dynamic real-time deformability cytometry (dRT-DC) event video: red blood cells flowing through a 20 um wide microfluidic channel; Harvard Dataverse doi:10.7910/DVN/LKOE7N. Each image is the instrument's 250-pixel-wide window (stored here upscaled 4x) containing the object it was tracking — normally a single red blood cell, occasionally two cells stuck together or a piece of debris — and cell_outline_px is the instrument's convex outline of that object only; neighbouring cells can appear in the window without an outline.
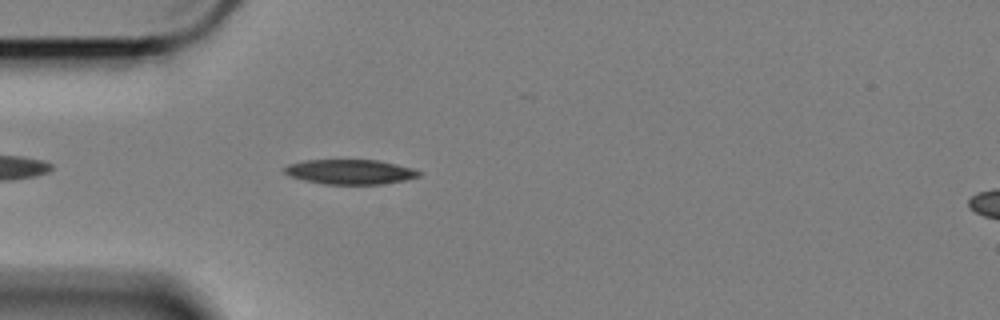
{"species": "Egyptian fruit bat (a non-hibernating species)", "species_latin": "Rousettus aegyptiacus", "temperature_condition": "cold", "stored_images_in_passage": 19, "camera_frame_rate_fps": 3000, "um_per_image_px": 0.085, "animal": {"sex": "female"}, "frame": {"image": 1, "passage_image": 4, "time_ms": 1.0, "image_size_px": [1000, 320], "cell_outline_px": [[420, 176], [404, 180], [380, 184], [324, 184], [304, 180], [292, 176], [284, 172], [284, 168], [288, 164], [304, 160], [376, 160], [396, 164], [412, 168], [420, 172]], "centroid_in_image_um": [29.74, 14.6], "position_along_channel_um": 55.3, "area_um2": 19.19}}
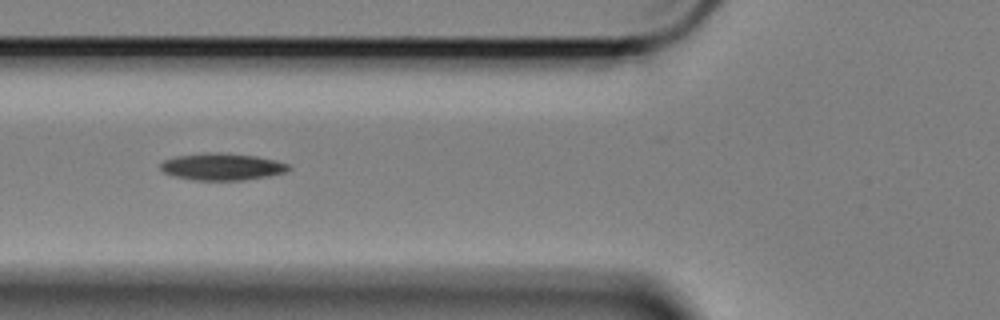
{"frame": {"image": 2, "passage_image": 9, "time_ms": 2.667, "image_size_px": [1000, 320], "cell_outline_px": [[292, 168], [284, 172], [268, 176], [240, 180], [192, 180], [172, 176], [164, 172], [160, 168], [160, 164], [164, 160], [176, 156], [204, 152], [220, 152], [256, 156], [276, 160], [288, 164]], "centroid_in_image_um": [18.84, 14.16], "position_along_channel_um": 107.0, "area_um2": 20.23}}